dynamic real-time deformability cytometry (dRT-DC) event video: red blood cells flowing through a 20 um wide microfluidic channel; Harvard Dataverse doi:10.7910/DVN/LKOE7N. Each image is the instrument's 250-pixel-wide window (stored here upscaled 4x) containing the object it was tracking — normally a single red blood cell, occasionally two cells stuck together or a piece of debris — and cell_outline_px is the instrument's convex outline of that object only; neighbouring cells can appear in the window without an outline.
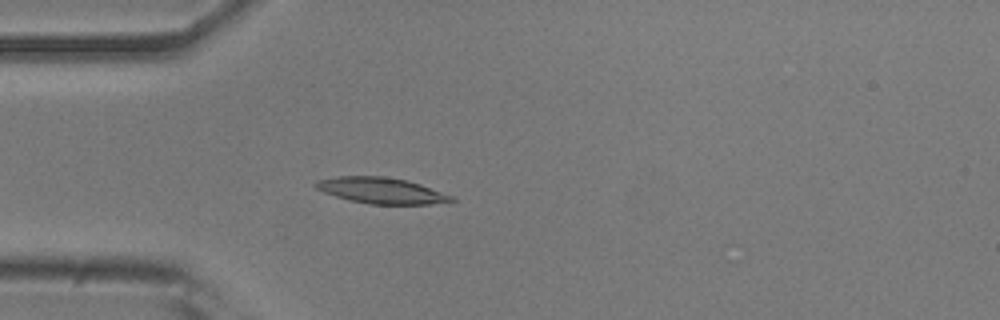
{"species": "common noctule bat (a hibernating species)", "species_latin": "Nyctalus noctula", "temperature_condition": "room temperature", "stored_images_in_passage": 53, "camera_frame_rate_fps": 3000, "um_per_image_px": 0.085, "animal": {"sex": "male", "body_mass_g": 20.5, "forearm_length_mm": 52.5}, "frame": {"image": 1, "passage_image": 14, "time_ms": 4.333, "image_size_px": [1000, 320], "cell_outline_px": [[456, 200], [428, 204], [368, 204], [348, 200], [324, 192], [316, 188], [312, 184], [316, 180], [336, 176], [384, 176], [408, 180], [420, 184], [452, 196]], "centroid_in_image_um": [32.35, 16.18], "position_along_channel_um": 52.7, "area_um2": 20.52}}
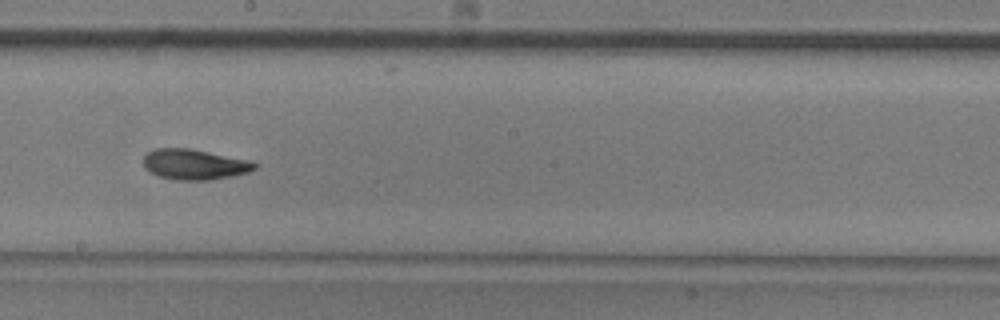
{"frame": {"image": 2, "passage_image": 29, "time_ms": 9.333, "image_size_px": [1000, 320], "cell_outline_px": [[256, 168], [248, 172], [232, 176], [208, 180], [176, 180], [160, 176], [144, 168], [144, 156], [148, 152], [156, 148], [188, 148], [252, 160], [256, 164]], "centroid_in_image_um": [16.55, 13.97], "position_along_channel_um": 231.7, "area_um2": 19.65}}
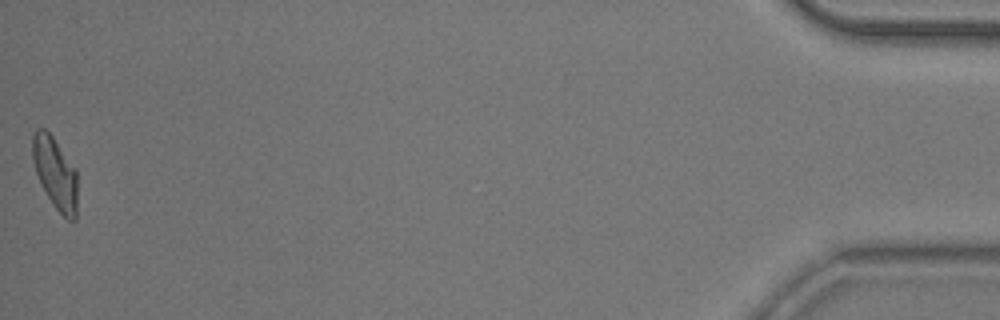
{"frame": {"image": 3, "passage_image": 53, "time_ms": 17.333, "image_size_px": [1000, 320], "cell_outline_px": [[76, 220], [68, 220], [52, 204], [40, 184], [36, 172], [32, 156], [32, 136], [36, 128], [44, 128], [52, 136], [76, 168]], "centroid_in_image_um": [4.68, 14.7], "position_along_channel_um": 430.5, "area_um2": 18.73}, "authors_computed_cell_mechanics": {"area_um2": 19.363, "velocity_mm_per_s": 3.7123, "shape_relaxation_time_tau1_ms": 3.5246, "shape_relaxation_time_tau2_ms": 1.8901, "deformation_change_tau1": 0.1416, "deformation_change_tau2": 0.0777}}